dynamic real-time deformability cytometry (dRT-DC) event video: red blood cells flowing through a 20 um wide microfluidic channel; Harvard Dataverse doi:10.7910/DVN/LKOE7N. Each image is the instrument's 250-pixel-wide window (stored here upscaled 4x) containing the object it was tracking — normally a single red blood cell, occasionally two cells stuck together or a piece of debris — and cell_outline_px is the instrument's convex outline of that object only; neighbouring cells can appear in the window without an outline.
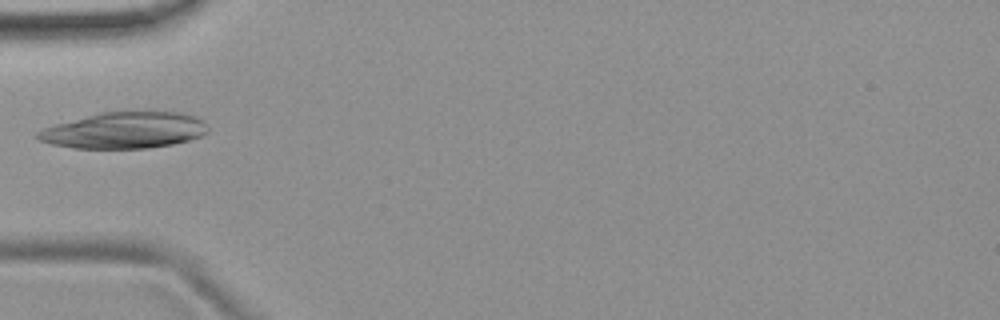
{"species": "common noctule bat (a hibernating species)", "species_latin": "Nyctalus noctula", "temperature_condition": "room temperature", "stored_images_in_passage": 6, "camera_frame_rate_fps": 3000, "um_per_image_px": 0.085, "animal": {"sex": "female", "body_mass_g": 19.9}, "frame": {"image": 1, "passage_image": 5, "time_ms": 4.667, "image_size_px": [1000, 320], "cell_outline_px": [[208, 132], [200, 136], [188, 140], [172, 144], [148, 148], [72, 148], [52, 144], [40, 140], [36, 136], [36, 132], [44, 128], [56, 124], [100, 112], [180, 112], [196, 116], [204, 120], [208, 124]], "centroid_in_image_um": [10.61, 11.07], "position_along_channel_um": 74.4, "area_um2": 35.89}}
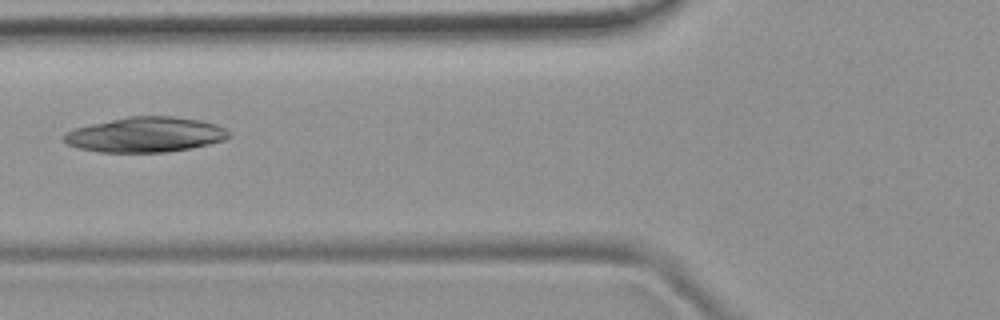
{"frame": {"image": 2, "passage_image": 6, "time_ms": 5.667, "image_size_px": [1000, 320], "cell_outline_px": [[232, 136], [224, 140], [192, 148], [164, 152], [100, 152], [76, 148], [68, 144], [64, 140], [64, 132], [72, 128], [128, 116], [172, 116], [200, 120], [216, 124], [224, 128]], "centroid_in_image_um": [12.34, 11.44], "position_along_channel_um": 113.5, "area_um2": 33.81}}